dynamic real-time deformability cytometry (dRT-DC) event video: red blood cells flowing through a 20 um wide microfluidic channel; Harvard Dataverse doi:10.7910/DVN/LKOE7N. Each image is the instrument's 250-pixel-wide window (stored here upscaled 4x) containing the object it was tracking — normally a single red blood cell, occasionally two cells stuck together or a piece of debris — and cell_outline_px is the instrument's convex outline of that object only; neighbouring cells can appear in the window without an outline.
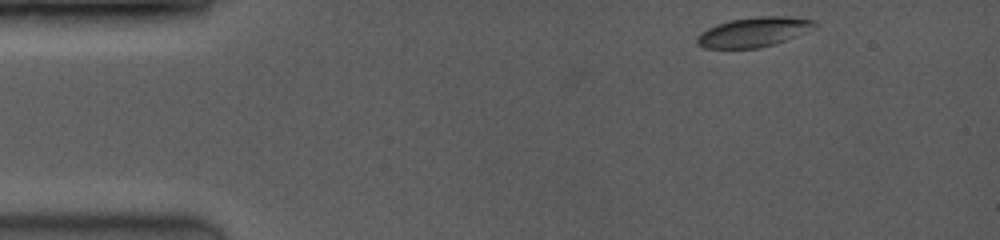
{"species": "common noctule bat (a hibernating species)", "species_latin": "Nyctalus noctula", "temperature_condition": "room temperature", "stored_images_in_passage": 9, "camera_frame_rate_fps": 3500, "um_per_image_px": 0.085, "animal": {"sex": "female", "body_mass_g": 19.0, "forearm_length_mm": 53.3}, "frame": {"image": 1, "passage_image": 1, "time_ms": 0.0, "image_size_px": [1000, 240], "cell_outline_px": [[816, 28], [784, 40], [772, 44], [756, 48], [704, 48], [696, 44], [696, 36], [700, 32], [716, 24], [732, 20], [760, 16], [792, 16], [812, 20], [816, 24]], "centroid_in_image_um": [64.03, 2.72], "position_along_channel_um": 21.0, "area_um2": 20.17}}